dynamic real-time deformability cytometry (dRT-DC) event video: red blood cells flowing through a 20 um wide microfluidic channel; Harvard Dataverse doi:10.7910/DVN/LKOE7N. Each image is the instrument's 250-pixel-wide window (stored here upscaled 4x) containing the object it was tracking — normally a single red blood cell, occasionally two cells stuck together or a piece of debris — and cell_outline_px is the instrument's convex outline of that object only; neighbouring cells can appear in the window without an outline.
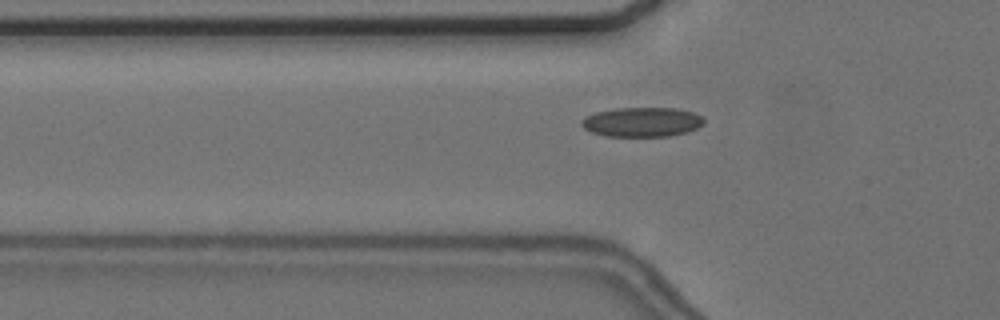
{"species": "common noctule bat (a hibernating species)", "species_latin": "Nyctalus noctula", "temperature_condition": "cold", "stored_images_in_passage": 57, "camera_frame_rate_fps": 3000, "um_per_image_px": 0.085, "animal": {"sex": "female", "body_mass_g": 24.6, "forearm_length_mm": 56.2}, "frame": {"image": 1, "passage_image": 19, "time_ms": 6.0, "image_size_px": [1000, 320], "cell_outline_px": [[704, 124], [688, 132], [668, 136], [604, 136], [592, 132], [584, 128], [580, 124], [580, 120], [596, 112], [616, 108], [676, 108], [692, 112], [704, 116]], "centroid_in_image_um": [54.59, 10.37], "position_along_channel_um": 71.2, "area_um2": 21.1}}
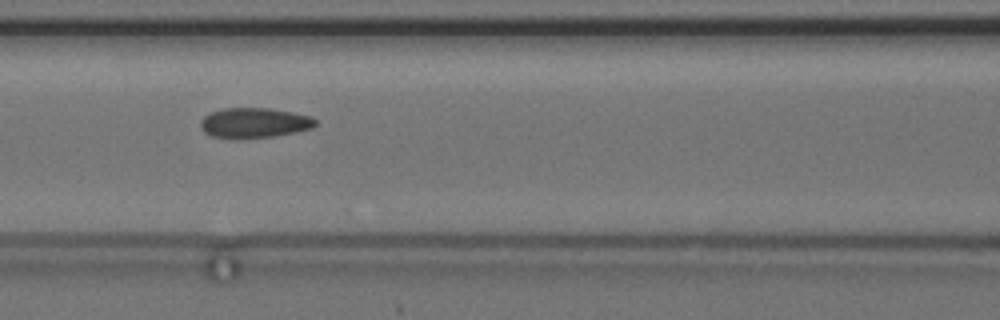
{"frame": {"image": 2, "passage_image": 25, "time_ms": 8.0, "image_size_px": [1000, 320], "cell_outline_px": [[316, 124], [312, 128], [296, 132], [272, 136], [236, 140], [228, 140], [212, 136], [204, 132], [200, 128], [200, 120], [204, 116], [212, 112], [224, 108], [268, 108], [292, 112], [312, 116], [316, 120]], "centroid_in_image_um": [21.57, 10.46], "position_along_channel_um": 145.0, "area_um2": 20.52}}
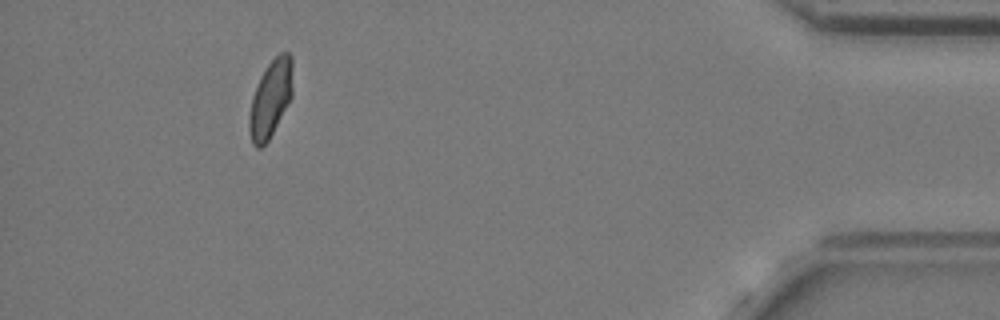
{"frame": {"image": 3, "passage_image": 52, "time_ms": 17.0, "image_size_px": [1000, 320], "cell_outline_px": [[292, 96], [268, 140], [260, 148], [256, 148], [252, 144], [248, 128], [248, 120], [252, 96], [260, 76], [268, 64], [280, 52], [288, 52], [292, 56]], "centroid_in_image_um": [22.98, 8.38], "position_along_channel_um": 412.2, "area_um2": 19.48}, "authors_computed_cell_mechanics": {"area_um2": 20.23, "velocity_mm_per_s": 3.6345, "shape_relaxation_time_tau1_ms": null, "shape_relaxation_time_tau2_ms": 1.7046, "deformation_change_tau1": null, "deformation_change_tau2": 0.0646}}